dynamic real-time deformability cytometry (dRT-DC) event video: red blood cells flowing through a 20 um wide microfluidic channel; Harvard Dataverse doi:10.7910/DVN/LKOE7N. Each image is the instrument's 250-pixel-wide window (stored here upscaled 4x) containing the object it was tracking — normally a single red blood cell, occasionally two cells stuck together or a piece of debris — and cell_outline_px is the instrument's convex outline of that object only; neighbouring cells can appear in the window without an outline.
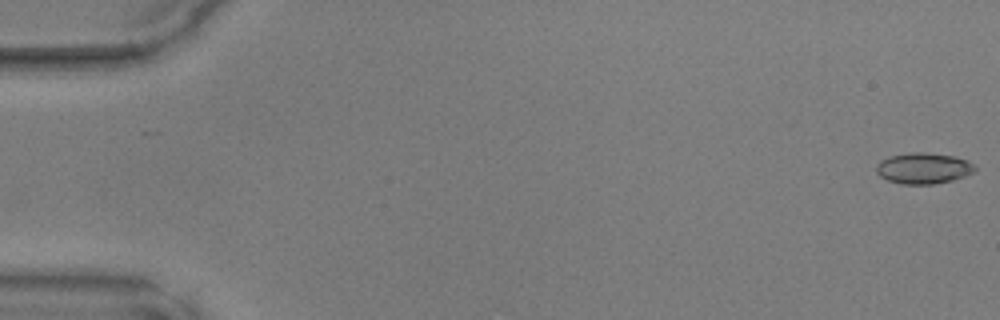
{"species": "common noctule bat (a hibernating species)", "species_latin": "Nyctalus noctula", "temperature_condition": "warm", "stored_images_in_passage": 6, "camera_frame_rate_fps": 3000, "um_per_image_px": 0.085, "animal": {"sex": "male", "body_mass_g": 17.9, "forearm_length_mm": 54.2}, "frame": {"image": 1, "passage_image": 1, "time_ms": 0.0, "image_size_px": [1000, 320], "cell_outline_px": [[976, 168], [972, 172], [964, 176], [952, 180], [932, 184], [900, 184], [888, 180], [880, 176], [876, 172], [876, 164], [880, 160], [888, 156], [912, 152], [924, 152], [956, 156], [968, 160]], "centroid_in_image_um": [78.46, 14.29], "position_along_channel_um": 6.5, "area_um2": 17.86}}